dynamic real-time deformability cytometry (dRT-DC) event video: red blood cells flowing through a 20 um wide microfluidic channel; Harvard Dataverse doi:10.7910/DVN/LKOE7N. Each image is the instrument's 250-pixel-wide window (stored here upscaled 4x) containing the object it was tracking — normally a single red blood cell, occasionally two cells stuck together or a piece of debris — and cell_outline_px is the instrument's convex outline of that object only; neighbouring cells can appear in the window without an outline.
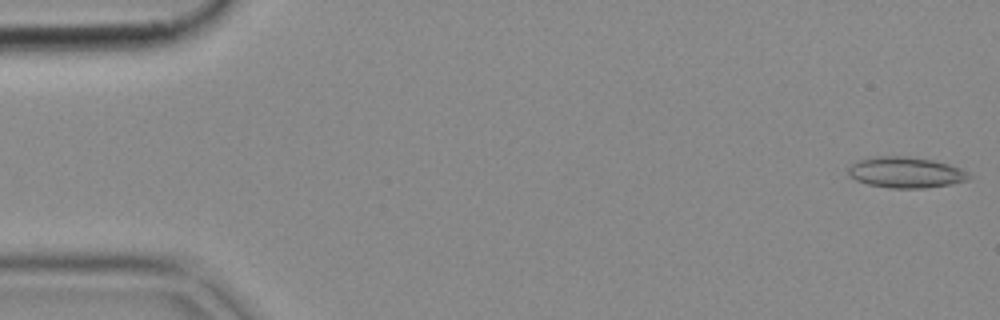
{"species": "common noctule bat (a hibernating species)", "species_latin": "Nyctalus noctula", "temperature_condition": "cold", "stored_images_in_passage": 51, "camera_frame_rate_fps": 3000, "um_per_image_px": 0.085, "animal": {"sex": "female", "body_mass_g": 18.4}, "frame": {"image": 1, "passage_image": 1, "time_ms": 0.0, "image_size_px": [1000, 320], "cell_outline_px": [[972, 176], [968, 180], [952, 184], [924, 188], [888, 188], [868, 184], [856, 180], [848, 176], [848, 168], [856, 160], [872, 156], [904, 156], [932, 160], [948, 164], [960, 168], [968, 172]], "centroid_in_image_um": [76.97, 14.65], "position_along_channel_um": 8.0, "area_um2": 21.91}}
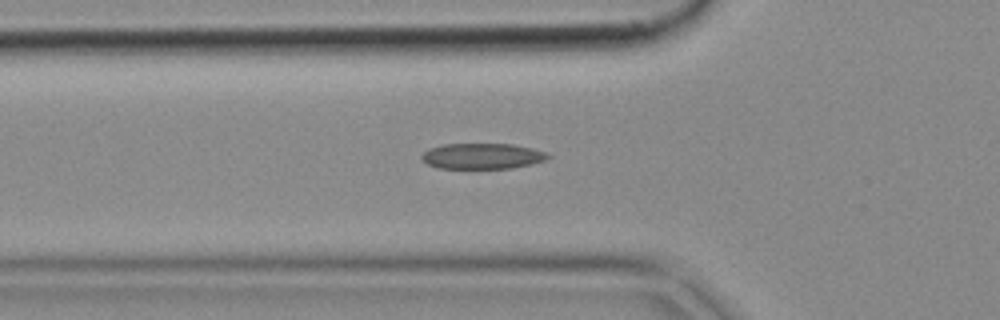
{"frame": {"image": 2, "passage_image": 17, "time_ms": 5.333, "image_size_px": [1000, 320], "cell_outline_px": [[552, 156], [544, 160], [532, 164], [512, 168], [440, 168], [428, 164], [420, 156], [428, 148], [444, 144], [512, 144], [532, 148], [548, 152]], "centroid_in_image_um": [41.03, 13.26], "position_along_channel_um": 84.8, "area_um2": 18.9}}
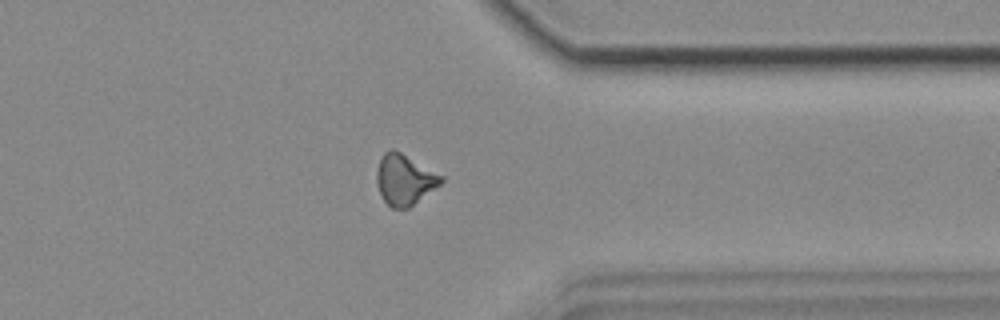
{"frame": {"image": 3, "passage_image": 40, "time_ms": 13.0, "image_size_px": [1000, 320], "cell_outline_px": [[444, 180], [440, 184], [408, 208], [392, 208], [384, 200], [380, 192], [376, 180], [376, 172], [380, 160], [384, 152], [392, 148], [400, 152], [444, 176]], "centroid_in_image_um": [34.38, 15.25], "position_along_channel_um": 377.0, "area_um2": 18.67}}